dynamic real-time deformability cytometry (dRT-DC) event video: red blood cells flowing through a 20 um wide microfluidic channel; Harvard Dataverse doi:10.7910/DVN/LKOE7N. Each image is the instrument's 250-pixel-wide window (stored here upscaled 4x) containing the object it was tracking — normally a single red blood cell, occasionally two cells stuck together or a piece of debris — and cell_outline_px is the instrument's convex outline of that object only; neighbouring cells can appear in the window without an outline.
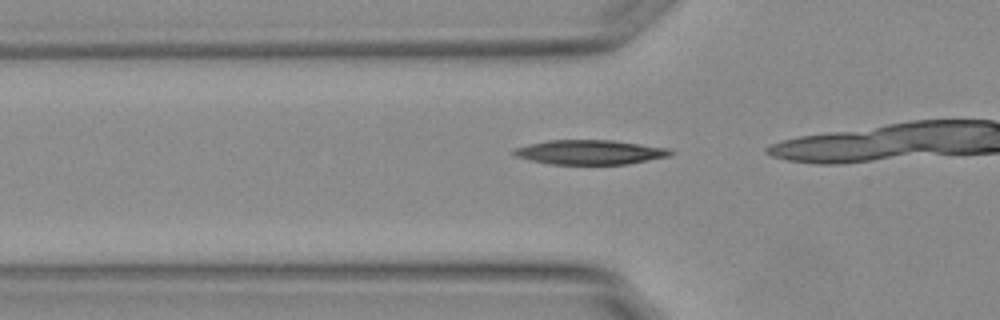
{"species": "Egyptian fruit bat (a non-hibernating species)", "species_latin": "Rousettus aegyptiacus", "temperature_condition": "warm", "stored_images_in_passage": 8, "camera_frame_rate_fps": 3000, "um_per_image_px": 0.085, "animal": {"sex": "female"}, "frame": {"image": 1, "passage_image": 4, "time_ms": 1.0, "image_size_px": [1000, 320], "cell_outline_px": [[676, 152], [668, 156], [628, 164], [548, 164], [516, 156], [512, 152], [516, 148], [528, 144], [548, 140], [612, 140], [668, 148]], "centroid_in_image_um": [50.16, 12.93], "position_along_channel_um": 75.6, "area_um2": 22.2}}